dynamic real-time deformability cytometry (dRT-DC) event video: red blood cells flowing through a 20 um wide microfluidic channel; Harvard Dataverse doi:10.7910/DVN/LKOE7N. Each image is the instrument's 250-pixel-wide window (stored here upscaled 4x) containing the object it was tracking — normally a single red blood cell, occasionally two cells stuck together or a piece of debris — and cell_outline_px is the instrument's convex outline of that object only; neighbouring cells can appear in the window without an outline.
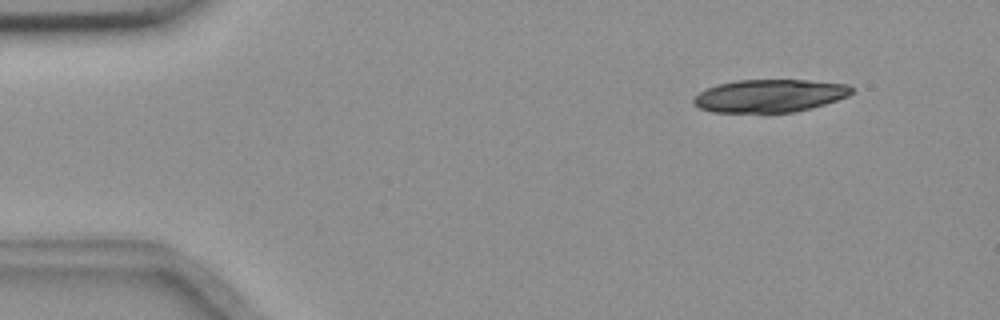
{"species": "common noctule bat (a hibernating species)", "species_latin": "Nyctalus noctula", "temperature_condition": "room temperature", "stored_images_in_passage": 5, "camera_frame_rate_fps": 3000, "um_per_image_px": 0.085, "animal": {"sex": "female", "body_mass_g": 18.4}, "frame": {"image": 1, "passage_image": 1, "time_ms": 0.0, "image_size_px": [1000, 320], "cell_outline_px": [[852, 92], [848, 96], [812, 108], [792, 112], [712, 112], [700, 108], [692, 100], [700, 92], [716, 84], [736, 80], [808, 80], [848, 84], [852, 88]], "centroid_in_image_um": [65.43, 8.13], "position_along_channel_um": 19.6, "area_um2": 30.06}}